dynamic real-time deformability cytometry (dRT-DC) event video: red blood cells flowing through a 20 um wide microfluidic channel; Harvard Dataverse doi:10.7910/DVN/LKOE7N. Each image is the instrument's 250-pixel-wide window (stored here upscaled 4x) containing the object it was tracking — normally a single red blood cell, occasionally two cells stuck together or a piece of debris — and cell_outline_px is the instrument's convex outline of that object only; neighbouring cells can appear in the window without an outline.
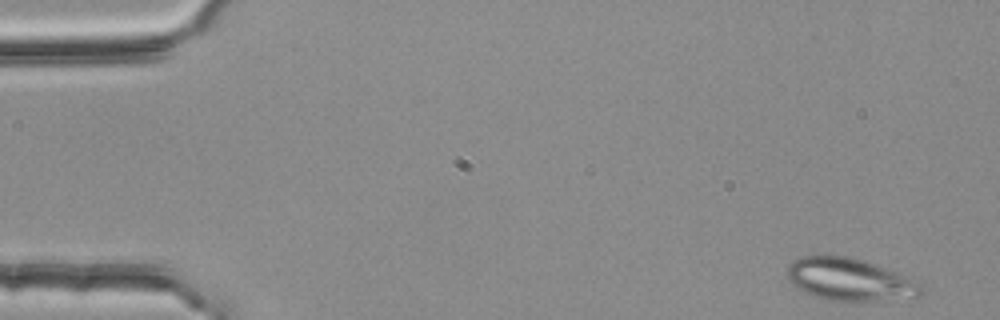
{"species": "common noctule bat (a hibernating species)", "species_latin": "Nyctalus noctula", "temperature_condition": "room temperature", "stored_images_in_passage": 50, "camera_frame_rate_fps": 3000, "um_per_image_px": 0.085, "animal": {"sex": "female", "body_mass_g": 25.1}, "frame": {"image": 1, "passage_image": 1, "time_ms": 0.0, "image_size_px": [1000, 320], "cell_outline_px": [[928, 288], [920, 296], [884, 300], [828, 300], [816, 296], [796, 288], [788, 280], [788, 264], [792, 260], [800, 256], [848, 256], [864, 260], [912, 276], [920, 280]], "centroid_in_image_um": [72.33, 23.74], "position_along_channel_um": 12.7, "area_um2": 33.7}}
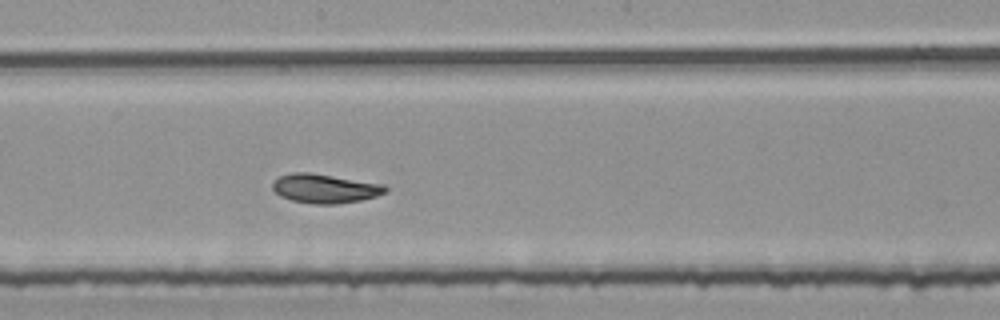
{"frame": {"image": 2, "passage_image": 28, "time_ms": 9.0, "image_size_px": [1000, 320], "cell_outline_px": [[388, 192], [376, 196], [360, 200], [336, 204], [316, 204], [292, 200], [280, 196], [272, 188], [272, 184], [280, 176], [292, 172], [308, 172], [384, 184], [388, 188]], "centroid_in_image_um": [27.64, 16.02], "position_along_channel_um": 220.6, "area_um2": 19.02}}
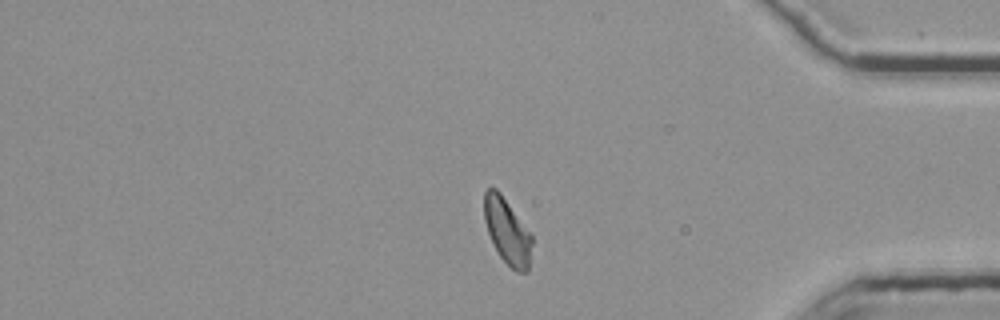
{"frame": {"image": 3, "passage_image": 44, "time_ms": 14.333, "image_size_px": [1000, 320], "cell_outline_px": [[532, 244], [528, 272], [516, 272], [500, 256], [488, 232], [484, 220], [484, 192], [488, 188], [496, 188], [500, 192], [532, 236]], "centroid_in_image_um": [43.11, 19.66], "position_along_channel_um": 392.1, "area_um2": 17.92}, "authors_computed_cell_mechanics": {"area_um2": 18.9295, "velocity_mm_per_s": 3.74, "shape_relaxation_time_tau1_ms": 4.5457, "shape_relaxation_time_tau2_ms": 1.6651, "deformation_change_tau1": 0.1153, "deformation_change_tau2": 0.0658}}